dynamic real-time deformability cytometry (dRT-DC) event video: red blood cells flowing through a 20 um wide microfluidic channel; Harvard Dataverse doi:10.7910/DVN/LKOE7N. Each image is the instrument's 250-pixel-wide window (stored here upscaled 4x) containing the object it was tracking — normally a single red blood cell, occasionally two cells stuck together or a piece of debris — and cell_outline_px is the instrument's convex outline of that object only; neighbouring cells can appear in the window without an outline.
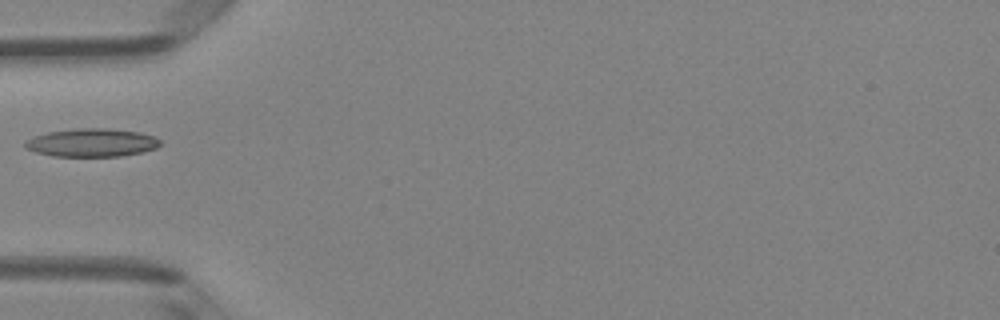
{"species": "Egyptian fruit bat (a non-hibernating species)", "species_latin": "Rousettus aegyptiacus", "temperature_condition": "room temperature", "stored_images_in_passage": 2, "camera_frame_rate_fps": 3000, "um_per_image_px": 0.085, "animal": {"sex": "female"}, "frame": {"image": 1, "passage_image": 2, "time_ms": 1.333, "image_size_px": [1000, 320], "cell_outline_px": [[160, 144], [156, 148], [140, 152], [120, 156], [52, 156], [36, 152], [24, 148], [24, 144], [28, 140], [36, 136], [48, 132], [76, 128], [104, 128], [140, 132], [152, 136], [160, 140]], "centroid_in_image_um": [7.79, 12.12], "position_along_channel_um": 77.2, "area_um2": 21.96}}